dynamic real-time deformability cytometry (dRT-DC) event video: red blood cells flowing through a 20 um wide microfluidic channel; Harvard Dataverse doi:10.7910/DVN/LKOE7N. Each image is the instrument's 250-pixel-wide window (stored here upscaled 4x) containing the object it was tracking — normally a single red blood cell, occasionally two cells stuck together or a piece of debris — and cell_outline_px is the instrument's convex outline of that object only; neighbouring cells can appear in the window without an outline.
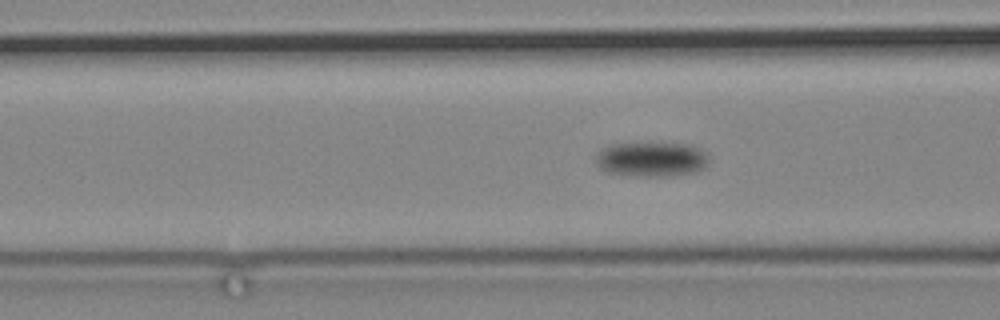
{"species": "common noctule bat (a hibernating species)", "species_latin": "Nyctalus noctula", "temperature_condition": "cold", "stored_images_in_passage": 98, "camera_frame_rate_fps": 3000, "um_per_image_px": 0.085, "animal": {"sex": "male", "body_mass_g": 19.2, "forearm_length_mm": 51.8}, "frame": {"image": 1, "passage_image": 51, "time_ms": 16.667, "image_size_px": [1000, 320], "cell_outline_px": [[708, 164], [696, 172], [672, 176], [636, 176], [608, 172], [600, 168], [596, 164], [596, 156], [600, 148], [612, 144], [692, 144], [704, 152], [708, 156]], "centroid_in_image_um": [55.37, 13.55], "position_along_channel_um": 111.2, "area_um2": 22.77}}
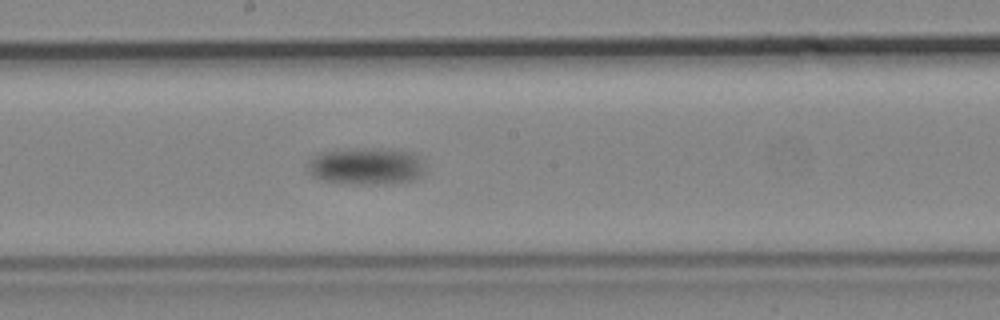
{"frame": {"image": 2, "passage_image": 63, "time_ms": 20.667, "image_size_px": [1000, 320], "cell_outline_px": [[420, 172], [412, 180], [380, 184], [348, 184], [320, 180], [312, 176], [308, 172], [308, 164], [316, 152], [336, 148], [380, 148], [412, 152], [416, 156], [420, 164]], "centroid_in_image_um": [30.95, 14.1], "position_along_channel_um": 217.3, "area_um2": 25.32}}
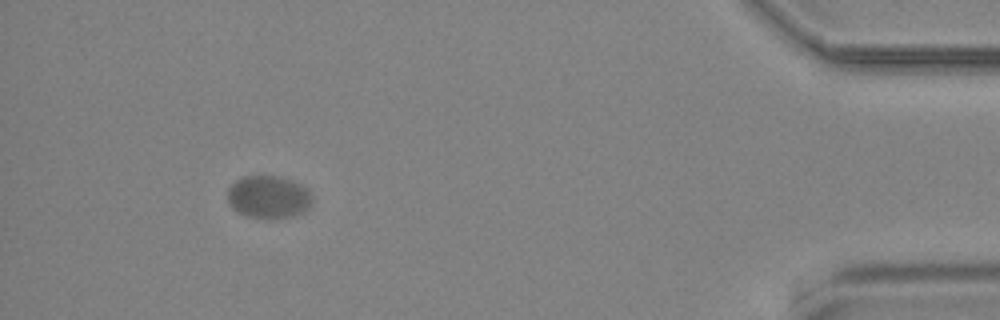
{"frame": {"image": 3, "passage_image": 92, "time_ms": 30.333, "image_size_px": [1000, 320], "cell_outline_px": [[312, 204], [304, 212], [292, 216], [276, 220], [264, 220], [244, 216], [232, 208], [228, 204], [228, 188], [236, 180], [244, 176], [280, 176], [292, 180], [308, 188], [312, 196]], "centroid_in_image_um": [22.83, 16.78], "position_along_channel_um": 412.4, "area_um2": 21.73}}